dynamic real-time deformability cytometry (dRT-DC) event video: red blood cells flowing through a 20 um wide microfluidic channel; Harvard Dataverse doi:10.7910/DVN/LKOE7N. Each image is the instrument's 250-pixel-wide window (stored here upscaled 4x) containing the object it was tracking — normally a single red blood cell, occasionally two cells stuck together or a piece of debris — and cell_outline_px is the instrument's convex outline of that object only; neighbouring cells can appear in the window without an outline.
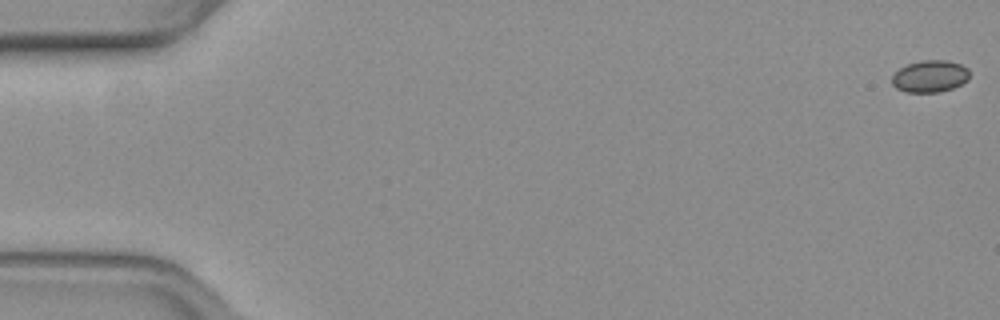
{"species": "common noctule bat (a hibernating species)", "species_latin": "Nyctalus noctula", "temperature_condition": "warm", "stored_images_in_passage": 56, "camera_frame_rate_fps": 3000, "um_per_image_px": 0.085, "animal": {"sex": "female", "body_mass_g": 19.3, "forearm_length_mm": 54.1}, "frame": {"image": 1, "passage_image": 1, "time_ms": 0.0, "image_size_px": [1000, 320], "cell_outline_px": [[968, 80], [952, 88], [940, 92], [908, 92], [896, 88], [892, 84], [892, 76], [900, 68], [908, 64], [920, 60], [948, 60], [960, 64], [968, 68]], "centroid_in_image_um": [79.04, 6.48], "position_along_channel_um": 6.0, "area_um2": 14.39}}
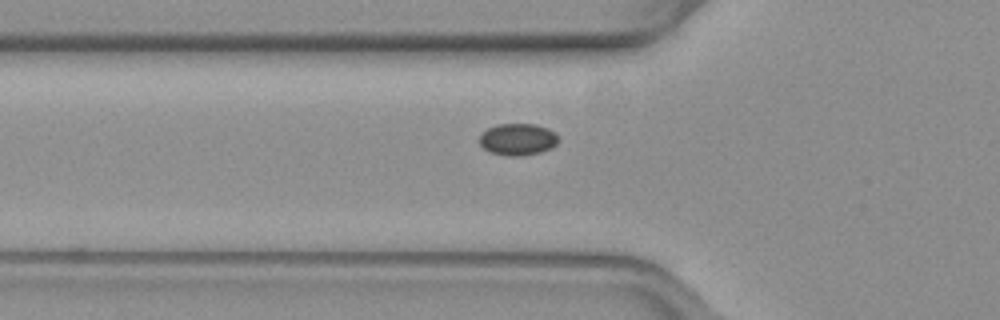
{"frame": {"image": 2, "passage_image": 20, "time_ms": 6.333, "image_size_px": [1000, 320], "cell_outline_px": [[560, 140], [552, 148], [540, 152], [520, 156], [508, 156], [488, 152], [480, 144], [480, 136], [488, 128], [496, 124], [536, 124], [548, 128], [556, 132]], "centroid_in_image_um": [44.04, 11.84], "position_along_channel_um": 81.8, "area_um2": 14.8}}
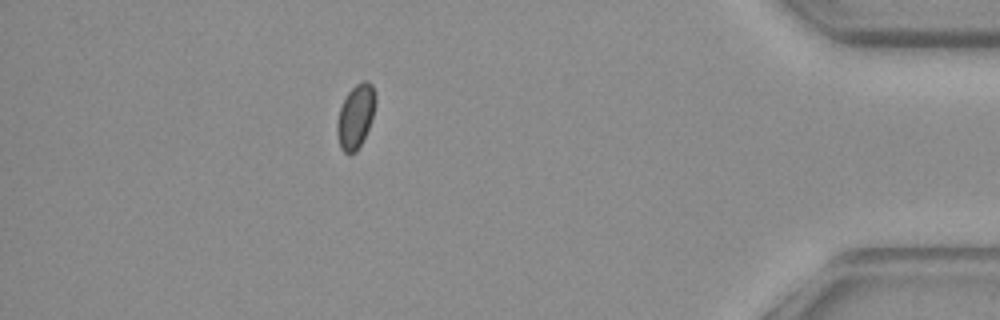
{"frame": {"image": 3, "passage_image": 50, "time_ms": 16.333, "image_size_px": [1000, 320], "cell_outline_px": [[376, 100], [372, 116], [368, 128], [356, 152], [348, 156], [340, 148], [336, 132], [336, 124], [340, 108], [348, 92], [356, 84], [364, 80], [368, 80], [372, 84], [376, 96]], "centroid_in_image_um": [30.21, 9.9], "position_along_channel_um": 405.0, "area_um2": 14.28}}